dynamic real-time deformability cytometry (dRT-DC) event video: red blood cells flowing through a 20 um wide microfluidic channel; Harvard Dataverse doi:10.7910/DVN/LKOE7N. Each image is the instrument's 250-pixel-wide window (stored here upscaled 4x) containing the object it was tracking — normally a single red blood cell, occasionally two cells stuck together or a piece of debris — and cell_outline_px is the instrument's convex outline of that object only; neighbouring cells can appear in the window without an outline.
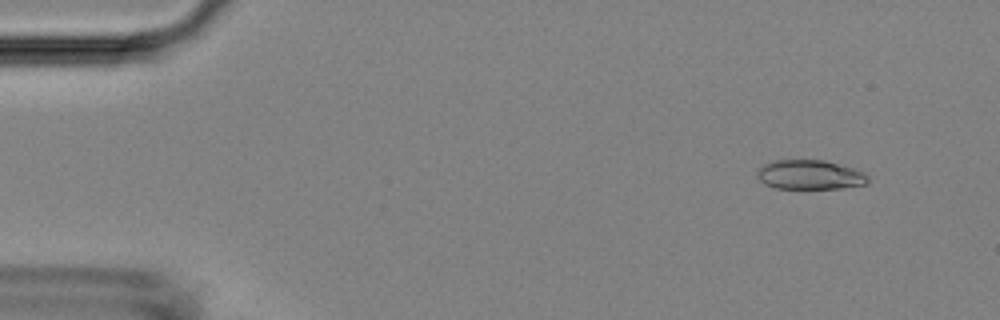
{"species": "Egyptian fruit bat (a non-hibernating species)", "species_latin": "Rousettus aegyptiacus", "temperature_condition": "room temperature", "stored_images_in_passage": 53, "camera_frame_rate_fps": 3000, "um_per_image_px": 0.085, "animal": {"sex": "female"}, "frame": {"image": 1, "passage_image": 5, "time_ms": 1.333, "image_size_px": [1000, 320], "cell_outline_px": [[868, 184], [840, 188], [776, 188], [764, 184], [756, 176], [756, 172], [764, 164], [772, 160], [824, 160], [856, 168], [864, 172], [868, 176]], "centroid_in_image_um": [68.85, 14.85], "position_along_channel_um": 16.1, "area_um2": 19.13}}
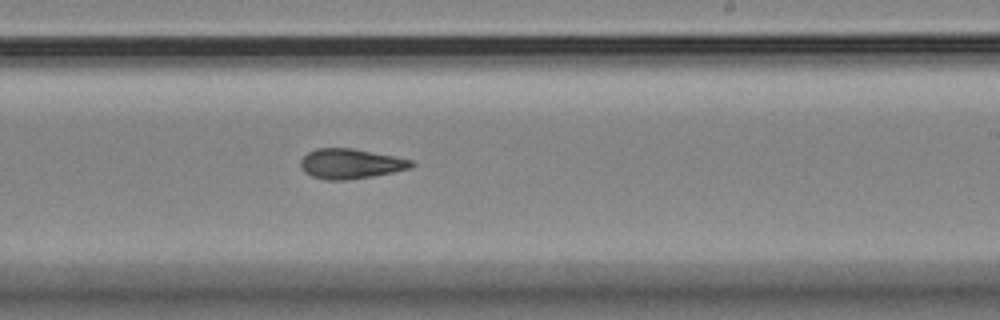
{"frame": {"image": 2, "passage_image": 32, "time_ms": 10.333, "image_size_px": [1000, 320], "cell_outline_px": [[416, 164], [412, 168], [372, 176], [344, 180], [328, 180], [312, 176], [304, 172], [300, 168], [300, 160], [308, 152], [316, 148], [352, 148], [412, 160]], "centroid_in_image_um": [29.78, 13.92], "position_along_channel_um": 259.2, "area_um2": 19.25}}
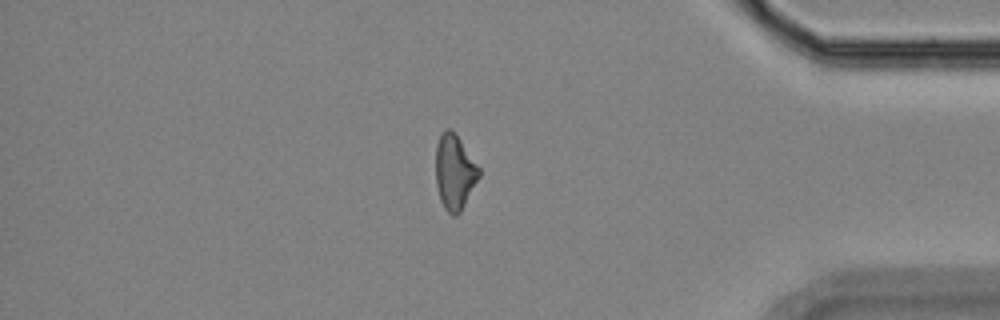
{"frame": {"image": 3, "passage_image": 45, "time_ms": 14.667, "image_size_px": [1000, 320], "cell_outline_px": [[480, 176], [460, 212], [456, 216], [452, 216], [444, 208], [440, 200], [436, 184], [436, 144], [440, 136], [448, 128], [460, 140], [480, 168]], "centroid_in_image_um": [38.63, 14.67], "position_along_channel_um": 396.6, "area_um2": 18.61}, "authors_computed_cell_mechanics": {"area_um2": 19.363, "velocity_mm_per_s": 3.8196, "shape_relaxation_time_tau1_ms": null, "shape_relaxation_time_tau2_ms": 2.6679, "deformation_change_tau1": null, "deformation_change_tau2": 0.101}}